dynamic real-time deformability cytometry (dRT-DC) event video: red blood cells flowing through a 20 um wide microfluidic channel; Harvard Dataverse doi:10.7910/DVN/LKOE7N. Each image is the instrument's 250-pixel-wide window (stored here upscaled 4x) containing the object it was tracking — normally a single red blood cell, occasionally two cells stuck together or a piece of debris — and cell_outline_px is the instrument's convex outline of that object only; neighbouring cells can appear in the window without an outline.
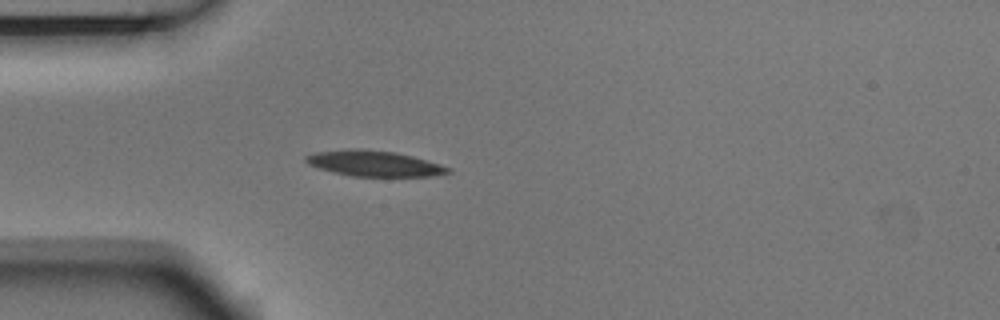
{"species": "Egyptian fruit bat (a non-hibernating species)", "species_latin": "Rousettus aegyptiacus", "temperature_condition": "room temperature", "stored_images_in_passage": 3, "camera_frame_rate_fps": 3000, "um_per_image_px": 0.085, "animal": {"sex": "male"}, "frame": {"image": 1, "passage_image": 3, "time_ms": 0.667, "image_size_px": [1000, 320], "cell_outline_px": [[452, 172], [436, 176], [352, 176], [332, 172], [308, 164], [304, 160], [304, 156], [316, 152], [352, 148], [360, 148], [396, 152], [412, 156], [440, 164], [452, 168]], "centroid_in_image_um": [31.82, 13.89], "position_along_channel_um": 53.2, "area_um2": 21.39}}